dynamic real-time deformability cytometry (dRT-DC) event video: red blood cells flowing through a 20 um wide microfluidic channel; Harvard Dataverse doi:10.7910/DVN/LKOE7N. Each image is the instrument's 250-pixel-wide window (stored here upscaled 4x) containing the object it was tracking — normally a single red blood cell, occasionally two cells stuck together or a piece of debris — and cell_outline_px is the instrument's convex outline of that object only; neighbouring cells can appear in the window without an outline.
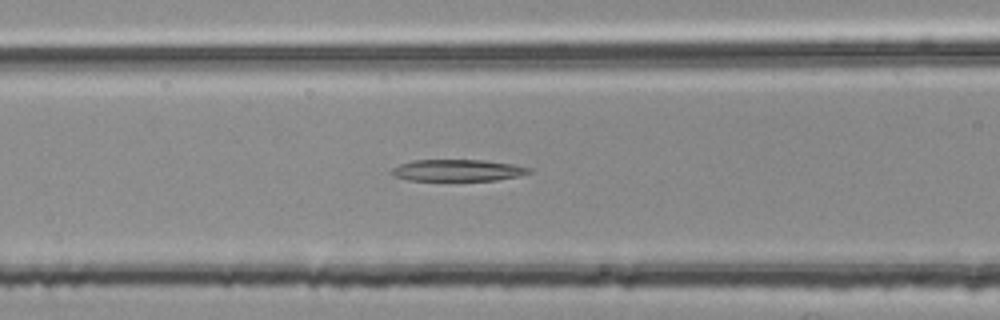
{"species": "common noctule bat (a hibernating species)", "species_latin": "Nyctalus noctula", "temperature_condition": "room temperature", "stored_images_in_passage": 53, "segment_of_instrument_passage": [2, 2], "camera_frame_rate_fps": 3000, "um_per_image_px": 0.085, "animal": {"sex": "female", "body_mass_g": 25.1}, "frame": {"image": 1, "passage_image": 21, "time_ms": 6.667, "image_size_px": [1000, 320], "cell_outline_px": [[532, 172], [520, 176], [496, 180], [408, 180], [392, 176], [392, 168], [400, 164], [412, 160], [484, 160], [512, 164], [532, 168]], "centroid_in_image_um": [38.92, 14.47], "position_along_channel_um": 127.7, "area_um2": 17.34}}
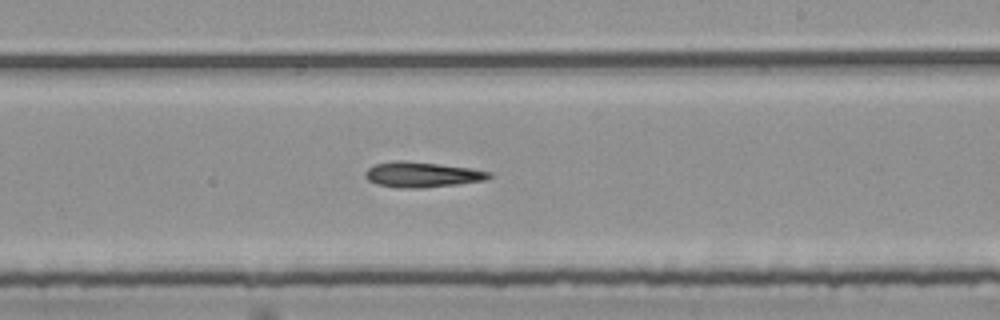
{"frame": {"image": 2, "passage_image": 31, "time_ms": 10.0, "image_size_px": [1000, 320], "cell_outline_px": [[492, 176], [484, 180], [456, 184], [420, 188], [396, 188], [376, 184], [368, 180], [364, 176], [364, 172], [368, 168], [376, 164], [396, 160], [400, 160], [472, 168], [492, 172]], "centroid_in_image_um": [35.84, 14.84], "position_along_channel_um": 253.2, "area_um2": 18.21}}
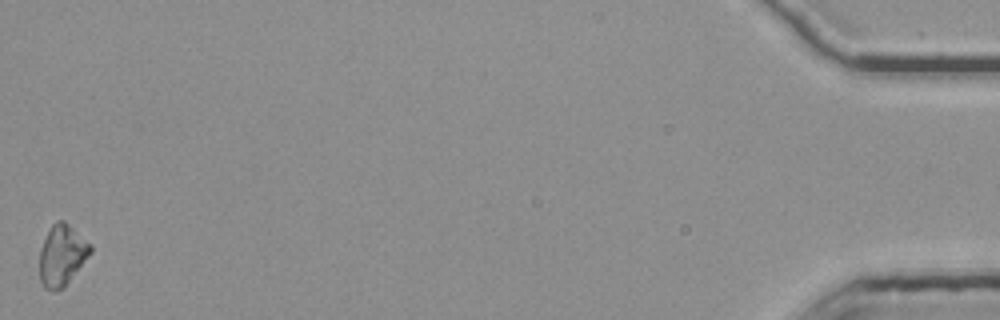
{"frame": {"image": 3, "passage_image": 53, "time_ms": 17.333, "image_size_px": [1000, 320], "cell_outline_px": [[92, 252], [64, 288], [52, 292], [44, 288], [40, 280], [40, 248], [52, 224], [56, 220], [64, 220], [92, 244]], "centroid_in_image_um": [5.28, 21.71], "position_along_channel_um": 429.9, "area_um2": 18.21}}